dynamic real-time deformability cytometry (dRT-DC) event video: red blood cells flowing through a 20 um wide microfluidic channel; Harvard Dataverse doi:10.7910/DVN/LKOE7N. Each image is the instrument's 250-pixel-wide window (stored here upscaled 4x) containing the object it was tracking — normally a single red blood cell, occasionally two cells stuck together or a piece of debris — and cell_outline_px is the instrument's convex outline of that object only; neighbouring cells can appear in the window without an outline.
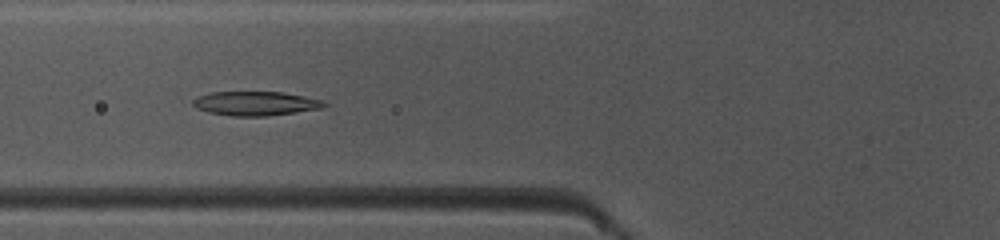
{"species": "common noctule bat (a hibernating species)", "species_latin": "Nyctalus noctula", "temperature_condition": "warm", "stored_images_in_passage": 39, "camera_frame_rate_fps": 3000, "um_per_image_px": 0.085, "animal": {"sex": "female", "body_mass_g": 10.0, "forearm_length_mm": 53.1}, "frame": {"image": 1, "passage_image": 9, "time_ms": 2.667, "image_size_px": [1000, 240], "cell_outline_px": [[328, 104], [320, 108], [268, 116], [232, 116], [208, 112], [196, 108], [192, 104], [192, 100], [208, 92], [284, 92], [324, 100]], "centroid_in_image_um": [21.71, 8.79], "position_along_channel_um": 104.1, "area_um2": 18.44}}
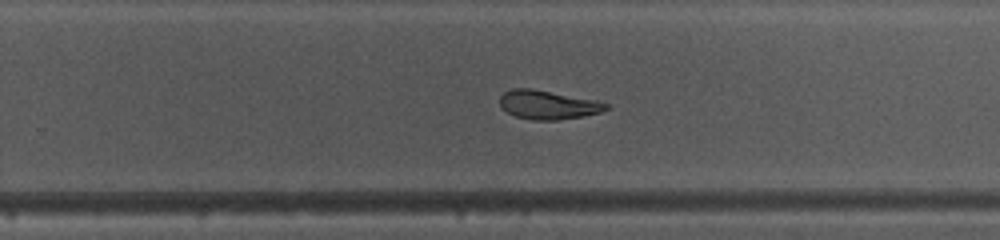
{"frame": {"image": 2, "passage_image": 22, "time_ms": 7.0, "image_size_px": [1000, 240], "cell_outline_px": [[608, 108], [600, 112], [584, 116], [556, 120], [532, 120], [516, 116], [500, 108], [500, 96], [504, 92], [512, 88], [532, 88], [596, 100], [608, 104]], "centroid_in_image_um": [46.55, 8.9], "position_along_channel_um": 283.3, "area_um2": 17.86}}
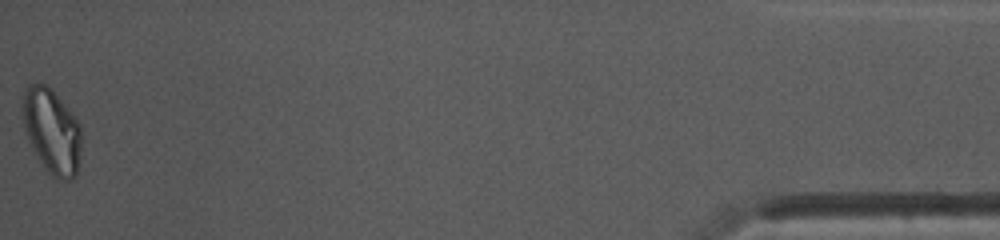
{"frame": {"image": 3, "passage_image": 39, "time_ms": 12.667, "image_size_px": [1000, 240], "cell_outline_px": [[80, 156], [76, 176], [72, 180], [60, 180], [52, 176], [48, 172], [32, 148], [28, 140], [24, 128], [20, 108], [24, 92], [28, 84], [44, 84], [52, 88], [80, 124]], "centroid_in_image_um": [4.38, 11.14], "position_along_channel_um": 430.8, "area_um2": 29.25}, "authors_computed_cell_mechanics": {"area_um2": 18.9006, "velocity_mm_per_s": 4.1301, "shape_relaxation_time_tau1_ms": 8.743, "shape_relaxation_time_tau2_ms": 3.7382, "deformation_change_tau1": 0.2509, "deformation_change_tau2": 0.0991}}